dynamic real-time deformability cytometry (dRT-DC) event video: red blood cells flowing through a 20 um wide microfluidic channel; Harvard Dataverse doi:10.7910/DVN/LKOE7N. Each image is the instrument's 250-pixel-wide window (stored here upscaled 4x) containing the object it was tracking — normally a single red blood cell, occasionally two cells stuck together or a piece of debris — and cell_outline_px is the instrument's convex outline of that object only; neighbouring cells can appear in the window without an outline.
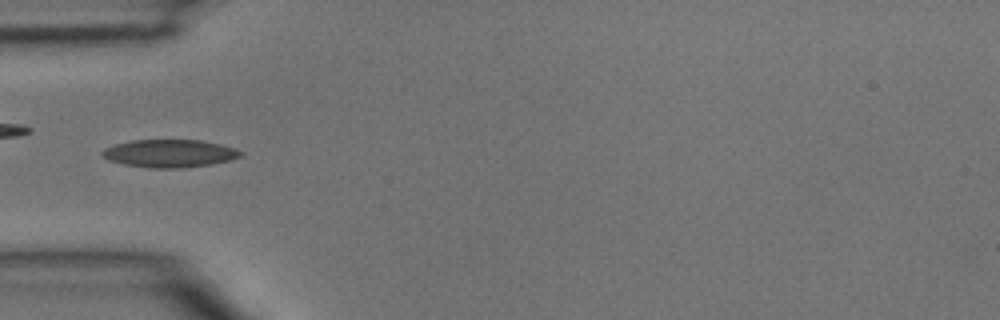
{"species": "common noctule bat (a hibernating species)", "species_latin": "Nyctalus noctula", "temperature_condition": "room temperature", "stored_images_in_passage": 44, "camera_frame_rate_fps": 3000, "um_per_image_px": 0.085, "animal": {"sex": "male", "body_mass_g": 15.6}, "frame": {"image": 1, "passage_image": 13, "time_ms": 4.0, "image_size_px": [1000, 320], "cell_outline_px": [[244, 152], [240, 156], [232, 160], [212, 164], [180, 168], [148, 168], [124, 164], [108, 160], [100, 156], [100, 152], [104, 148], [116, 144], [132, 140], [200, 140], [220, 144], [236, 148]], "centroid_in_image_um": [14.41, 13.04], "position_along_channel_um": 70.6, "area_um2": 22.6}}